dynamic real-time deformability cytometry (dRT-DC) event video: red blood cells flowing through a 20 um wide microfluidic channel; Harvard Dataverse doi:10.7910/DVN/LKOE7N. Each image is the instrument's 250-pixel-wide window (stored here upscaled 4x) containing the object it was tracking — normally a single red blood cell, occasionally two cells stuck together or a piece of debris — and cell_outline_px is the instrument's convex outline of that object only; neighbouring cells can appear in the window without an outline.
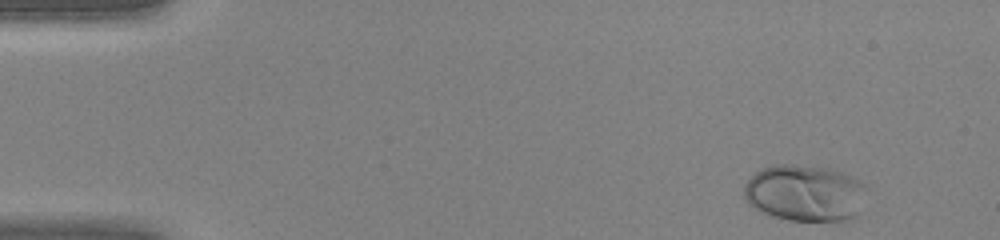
{"species": "human", "species_latin": "Homo sapiens", "temperature_condition": "warm", "stored_images_in_passage": 42, "camera_frame_rate_fps": 3000, "um_per_image_px": 0.085, "donor": {"sex": "female"}, "frame": {"image": 1, "passage_image": 1, "time_ms": 0.0, "image_size_px": [1000, 240], "cell_outline_px": [[868, 188], [856, 216], [840, 224], [788, 220], [772, 216], [760, 212], [748, 204], [744, 196], [744, 184], [756, 172], [772, 164], [828, 164], [852, 176], [864, 184]], "centroid_in_image_um": [68.47, 16.41], "position_along_channel_um": 16.5, "area_um2": 42.25}}
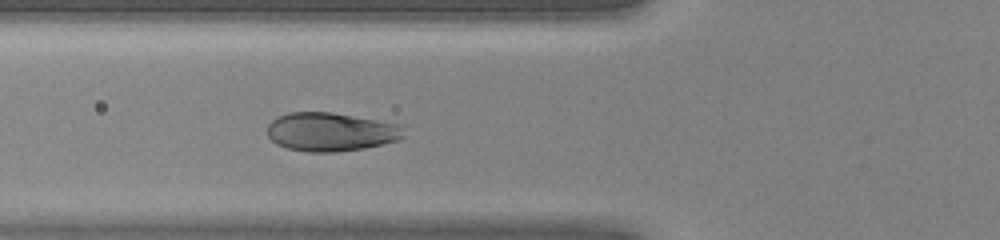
{"frame": {"image": 2, "passage_image": 14, "time_ms": 4.333, "image_size_px": [1000, 240], "cell_outline_px": [[404, 136], [400, 140], [364, 148], [336, 152], [308, 152], [288, 148], [276, 144], [268, 136], [268, 124], [276, 116], [288, 112], [332, 112], [404, 124]], "centroid_in_image_um": [28.15, 11.2], "position_along_channel_um": 97.6, "area_um2": 31.15}}
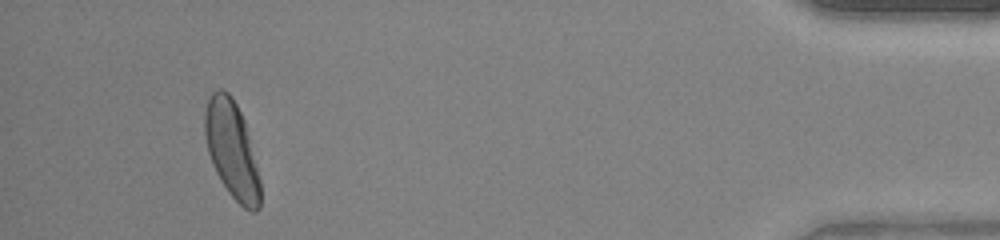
{"frame": {"image": 3, "passage_image": 39, "time_ms": 12.667, "image_size_px": [1000, 240], "cell_outline_px": [[260, 208], [256, 212], [252, 212], [244, 208], [228, 192], [220, 180], [212, 164], [208, 152], [204, 132], [204, 112], [208, 96], [212, 92], [220, 88], [228, 92], [232, 96], [244, 120], [260, 180]], "centroid_in_image_um": [19.68, 12.71], "position_along_channel_um": 415.5, "area_um2": 31.27}}